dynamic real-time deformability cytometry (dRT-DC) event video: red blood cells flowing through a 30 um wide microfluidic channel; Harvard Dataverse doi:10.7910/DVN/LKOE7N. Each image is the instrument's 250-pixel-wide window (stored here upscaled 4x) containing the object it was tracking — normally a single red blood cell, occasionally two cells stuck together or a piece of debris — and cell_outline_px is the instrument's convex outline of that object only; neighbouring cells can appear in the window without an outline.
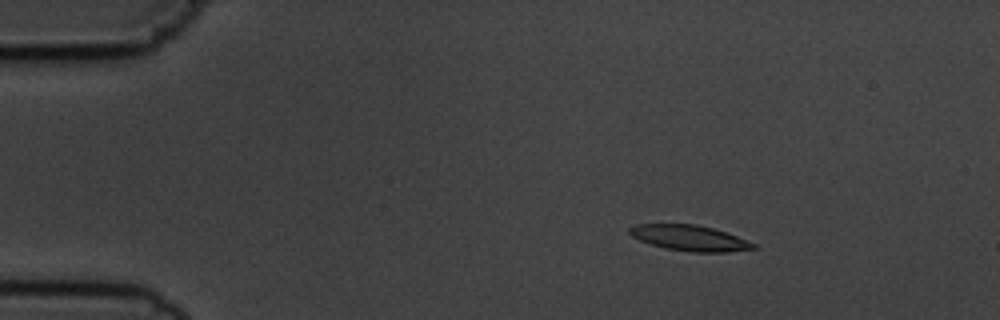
{"species": "common noctule bat (a hibernating species)", "species_latin": "Nyctalus noctula", "temperature_condition": "cold", "stored_images_in_passage": 4, "camera_frame_rate_fps": 3000, "um_per_image_px": 0.085, "animal": {"sex": "male", "body_mass_g": 19.5, "forearm_length_mm": 54.6}, "frame": {"image": 1, "passage_image": 2, "time_ms": 1.0, "image_size_px": [1000, 320], "cell_outline_px": [[756, 248], [728, 252], [692, 252], [664, 248], [640, 240], [632, 236], [628, 232], [628, 228], [636, 224], [696, 224], [712, 228], [736, 236], [756, 244]], "centroid_in_image_um": [58.59, 20.23], "position_along_channel_um": 26.4, "area_um2": 18.32}}